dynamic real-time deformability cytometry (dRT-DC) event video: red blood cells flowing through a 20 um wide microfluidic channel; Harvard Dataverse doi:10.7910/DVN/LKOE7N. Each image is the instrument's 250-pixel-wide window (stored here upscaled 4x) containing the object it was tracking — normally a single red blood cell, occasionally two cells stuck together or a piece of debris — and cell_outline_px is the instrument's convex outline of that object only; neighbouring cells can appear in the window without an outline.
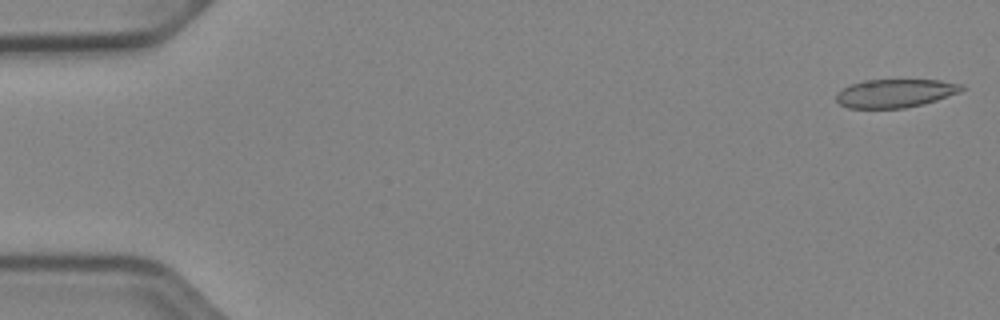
{"species": "Egyptian fruit bat (a non-hibernating species)", "species_latin": "Rousettus aegyptiacus", "temperature_condition": "cold", "stored_images_in_passage": 51, "camera_frame_rate_fps": 3000, "um_per_image_px": 0.085, "animal": {"sex": "female"}, "frame": {"image": 1, "passage_image": 1, "time_ms": 0.0, "image_size_px": [1000, 320], "cell_outline_px": [[964, 88], [960, 92], [924, 104], [904, 108], [848, 108], [840, 104], [836, 100], [836, 96], [844, 88], [852, 84], [864, 80], [940, 80], [964, 84]], "centroid_in_image_um": [76.13, 7.93], "position_along_channel_um": 8.9, "area_um2": 20.63}}
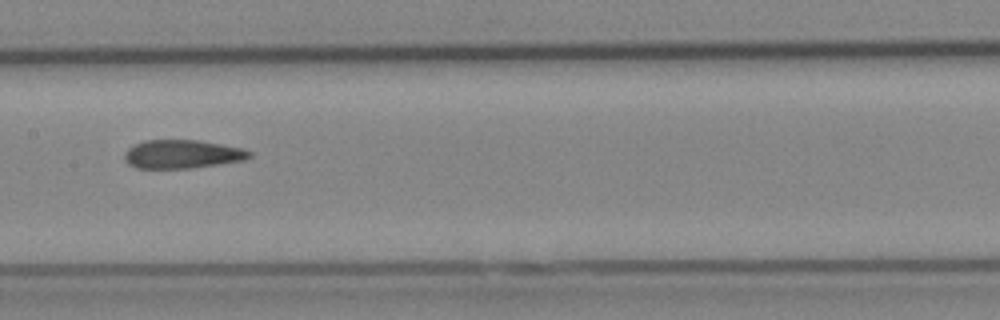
{"frame": {"image": 2, "passage_image": 26, "time_ms": 8.333, "image_size_px": [1000, 320], "cell_outline_px": [[252, 156], [244, 160], [192, 168], [136, 168], [128, 164], [124, 160], [124, 152], [128, 148], [144, 140], [196, 140], [220, 144], [240, 148], [252, 152]], "centroid_in_image_um": [15.45, 13.11], "position_along_channel_um": 191.9, "area_um2": 20.69}}
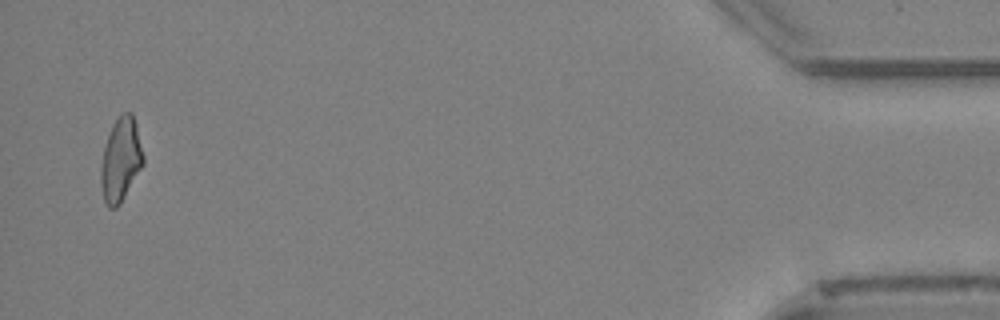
{"frame": {"image": 3, "passage_image": 50, "time_ms": 16.333, "image_size_px": [1000, 320], "cell_outline_px": [[144, 164], [120, 204], [116, 208], [108, 208], [104, 200], [100, 184], [100, 168], [104, 148], [112, 124], [124, 112], [132, 112], [136, 124], [144, 156]], "centroid_in_image_um": [10.26, 13.6], "position_along_channel_um": 424.9, "area_um2": 20.69}, "authors_computed_cell_mechanics": {"area_um2": 21.1548, "velocity_mm_per_s": 3.946, "shape_relaxation_time_tau1_ms": null, "shape_relaxation_time_tau2_ms": 2.3239, "deformation_change_tau1": null, "deformation_change_tau2": 0.1178}}